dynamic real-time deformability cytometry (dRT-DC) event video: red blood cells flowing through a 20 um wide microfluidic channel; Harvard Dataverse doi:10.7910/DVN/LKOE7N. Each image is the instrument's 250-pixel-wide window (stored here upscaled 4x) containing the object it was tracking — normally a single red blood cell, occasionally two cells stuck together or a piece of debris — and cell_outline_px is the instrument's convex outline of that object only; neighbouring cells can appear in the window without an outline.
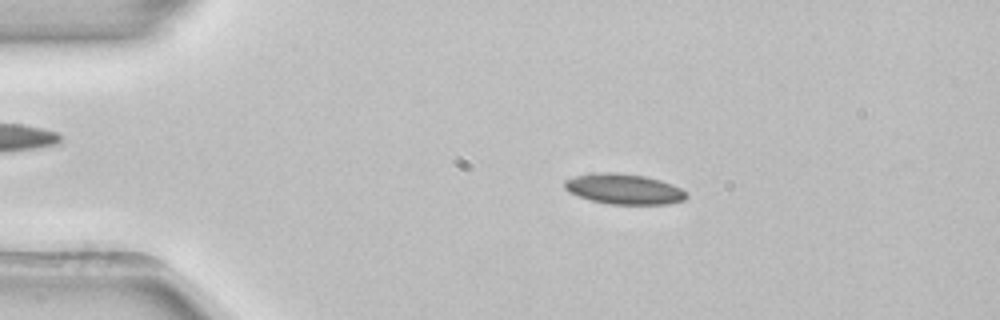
{"species": "common noctule bat (a hibernating species)", "species_latin": "Nyctalus noctula", "temperature_condition": "room temperature", "stored_images_in_passage": 52, "camera_frame_rate_fps": 3000, "um_per_image_px": 0.085, "animal": {"sex": "female", "body_mass_g": 22.7, "forearm_length_mm": 54.2}, "frame": {"image": 1, "passage_image": 10, "time_ms": 3.0, "image_size_px": [1000, 320], "cell_outline_px": [[684, 196], [680, 200], [652, 204], [620, 204], [596, 200], [572, 192], [564, 184], [568, 180], [584, 176], [636, 176], [652, 180], [676, 188], [684, 192]], "centroid_in_image_um": [53.05, 16.13], "position_along_channel_um": 32.0, "area_um2": 18.21}}
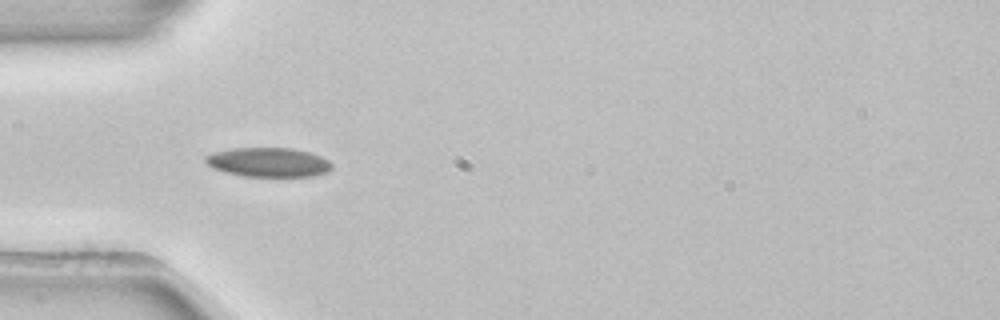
{"frame": {"image": 2, "passage_image": 16, "time_ms": 5.0, "image_size_px": [1000, 320], "cell_outline_px": [[328, 168], [320, 172], [296, 176], [260, 176], [236, 172], [220, 168], [212, 164], [208, 160], [208, 156], [224, 152], [252, 148], [276, 148], [300, 152], [324, 160], [328, 164]], "centroid_in_image_um": [22.83, 13.79], "position_along_channel_um": 62.2, "area_um2": 18.32}}
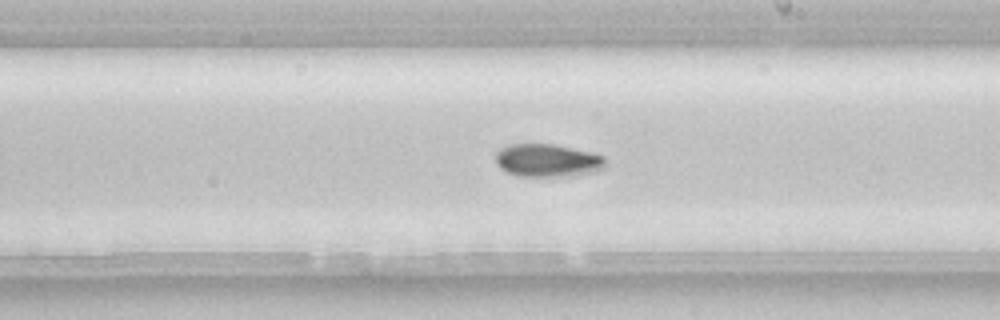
{"frame": {"image": 3, "passage_image": 30, "time_ms": 9.667, "image_size_px": [1000, 320], "cell_outline_px": [[600, 160], [596, 164], [560, 172], [512, 172], [504, 168], [500, 164], [500, 152], [508, 148], [524, 144], [536, 144], [560, 148], [600, 156]], "centroid_in_image_um": [46.26, 13.52], "position_along_channel_um": 242.7, "area_um2": 15.37}, "authors_computed_cell_mechanics": {"area_um2": 17.0799, "velocity_mm_per_s": 3.9101, "shape_relaxation_time_tau1_ms": null, "shape_relaxation_time_tau2_ms": 2.288, "deformation_change_tau1": null, "deformation_change_tau2": 0.0617}}